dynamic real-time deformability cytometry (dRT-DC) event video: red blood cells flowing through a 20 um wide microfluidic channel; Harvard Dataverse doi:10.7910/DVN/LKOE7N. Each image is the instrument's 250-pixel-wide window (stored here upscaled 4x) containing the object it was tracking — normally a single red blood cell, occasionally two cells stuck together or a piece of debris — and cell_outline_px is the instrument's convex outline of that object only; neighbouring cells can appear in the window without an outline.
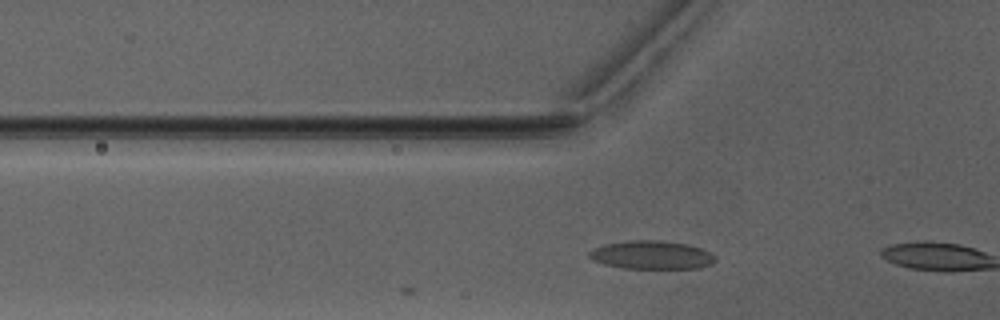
{"species": "Egyptian fruit bat (a non-hibernating species)", "species_latin": "Rousettus aegyptiacus", "temperature_condition": "warm", "stored_images_in_passage": 7, "camera_frame_rate_fps": 3000, "um_per_image_px": 0.085, "animal": {"sex": "male"}, "frame": {"image": 1, "passage_image": 6, "time_ms": 1.667, "image_size_px": [1000, 320], "cell_outline_px": [[716, 260], [712, 264], [700, 268], [620, 268], [604, 264], [592, 260], [588, 256], [588, 252], [592, 248], [604, 244], [628, 240], [660, 240], [688, 244], [700, 248], [716, 256]], "centroid_in_image_um": [55.36, 21.67], "position_along_channel_um": 70.4, "area_um2": 21.04}}